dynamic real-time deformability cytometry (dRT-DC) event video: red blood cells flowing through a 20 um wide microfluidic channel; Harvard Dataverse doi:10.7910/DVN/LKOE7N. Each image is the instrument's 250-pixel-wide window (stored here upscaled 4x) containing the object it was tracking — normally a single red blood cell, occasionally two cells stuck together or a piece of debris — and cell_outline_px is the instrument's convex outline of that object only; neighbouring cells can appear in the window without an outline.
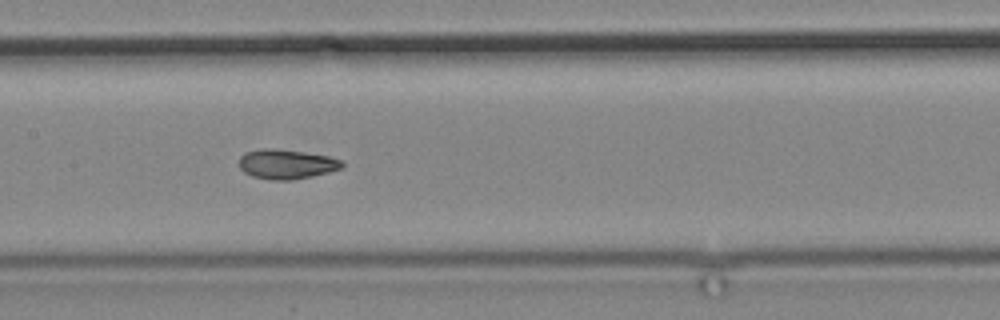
{"species": "common noctule bat (a hibernating species)", "species_latin": "Nyctalus noctula", "temperature_condition": "cold", "stored_images_in_passage": 13, "segment_of_instrument_passage": [1, 2], "camera_frame_rate_fps": 3000, "um_per_image_px": 0.085, "animal": {"sex": "male", "body_mass_g": 19.2, "forearm_length_mm": 51.8}, "frame": {"image": 1, "passage_image": 10, "time_ms": 14.667, "image_size_px": [1000, 320], "cell_outline_px": [[344, 168], [312, 176], [292, 180], [272, 180], [252, 176], [244, 172], [240, 168], [240, 156], [244, 152], [264, 148], [272, 148], [304, 152], [328, 156], [344, 160]], "centroid_in_image_um": [24.37, 13.95], "position_along_channel_um": 183.0, "area_um2": 17.86}}
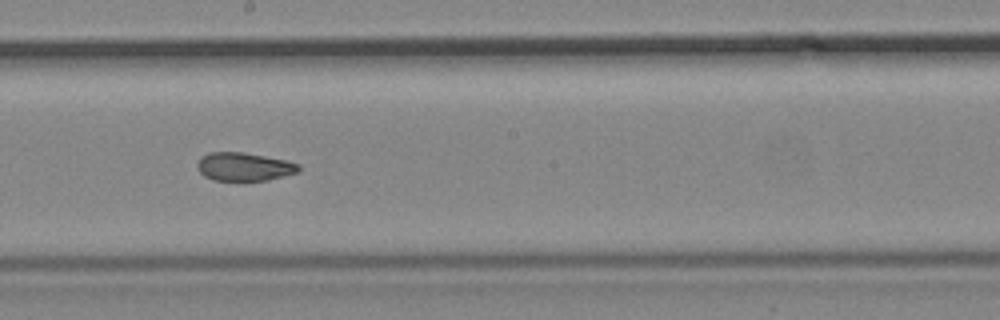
{"frame": {"image": 2, "passage_image": 11, "time_ms": 16.0, "image_size_px": [1000, 320], "cell_outline_px": [[300, 172], [268, 180], [212, 180], [204, 176], [200, 172], [196, 164], [200, 156], [208, 152], [240, 152], [264, 156], [284, 160], [300, 164]], "centroid_in_image_um": [20.73, 14.17], "position_along_channel_um": 227.5, "area_um2": 16.76}}